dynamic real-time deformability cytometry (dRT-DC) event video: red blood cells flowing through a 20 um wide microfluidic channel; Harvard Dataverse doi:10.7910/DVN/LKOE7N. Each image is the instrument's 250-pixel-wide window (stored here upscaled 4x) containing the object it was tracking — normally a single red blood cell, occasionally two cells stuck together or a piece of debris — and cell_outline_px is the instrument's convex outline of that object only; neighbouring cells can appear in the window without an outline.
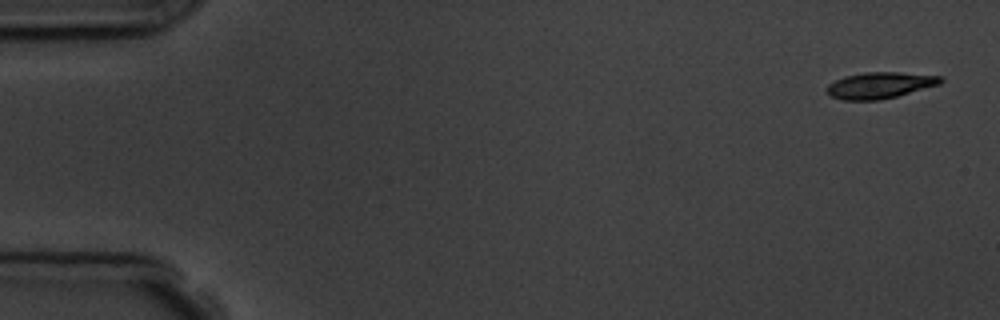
{"species": "common noctule bat (a hibernating species)", "species_latin": "Nyctalus noctula", "temperature_condition": "room temperature", "stored_images_in_passage": 5, "camera_frame_rate_fps": 3000, "um_per_image_px": 0.085, "animal": {"sex": "male", "body_mass_g": 19.5, "forearm_length_mm": 54.6}, "frame": {"image": 1, "passage_image": 1, "time_ms": 0.0, "image_size_px": [1000, 320], "cell_outline_px": [[944, 80], [940, 84], [896, 96], [880, 100], [844, 100], [832, 96], [828, 92], [828, 84], [844, 76], [864, 72], [900, 72], [944, 76]], "centroid_in_image_um": [74.83, 7.23], "position_along_channel_um": 10.2, "area_um2": 17.34}}
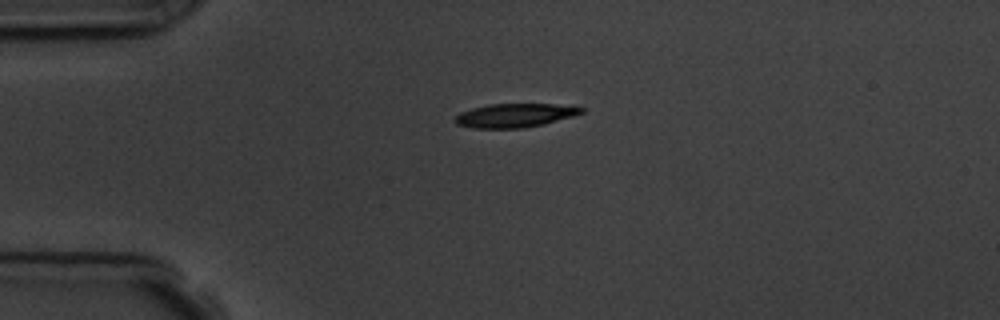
{"frame": {"image": 2, "passage_image": 4, "time_ms": 3.667, "image_size_px": [1000, 320], "cell_outline_px": [[588, 108], [584, 112], [572, 116], [544, 124], [524, 128], [472, 128], [456, 124], [452, 120], [460, 112], [472, 108], [488, 104], [552, 104]], "centroid_in_image_um": [43.73, 9.81], "position_along_channel_um": 41.3, "area_um2": 17.57}}